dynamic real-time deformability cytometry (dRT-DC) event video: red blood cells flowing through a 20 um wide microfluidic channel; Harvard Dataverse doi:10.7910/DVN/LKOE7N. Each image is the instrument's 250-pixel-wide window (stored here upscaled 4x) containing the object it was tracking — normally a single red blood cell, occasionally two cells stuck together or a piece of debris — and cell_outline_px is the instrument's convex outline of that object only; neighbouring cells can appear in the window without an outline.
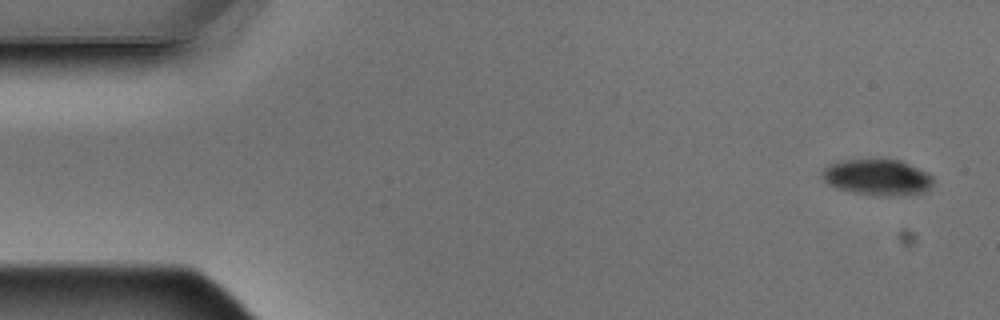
{"species": "Egyptian fruit bat (a non-hibernating species)", "species_latin": "Rousettus aegyptiacus", "temperature_condition": "warm", "stored_images_in_passage": 3, "camera_frame_rate_fps": 3000, "um_per_image_px": 0.085, "animal": {"sex": "male"}, "frame": {"image": 1, "passage_image": 1, "time_ms": 0.0, "image_size_px": [1000, 320], "cell_outline_px": [[936, 180], [932, 188], [928, 192], [904, 196], [880, 196], [852, 192], [836, 188], [828, 184], [820, 176], [824, 168], [828, 164], [836, 160], [900, 160], [928, 172], [936, 176]], "centroid_in_image_um": [74.65, 15.09], "position_along_channel_um": 10.4, "area_um2": 24.04}}